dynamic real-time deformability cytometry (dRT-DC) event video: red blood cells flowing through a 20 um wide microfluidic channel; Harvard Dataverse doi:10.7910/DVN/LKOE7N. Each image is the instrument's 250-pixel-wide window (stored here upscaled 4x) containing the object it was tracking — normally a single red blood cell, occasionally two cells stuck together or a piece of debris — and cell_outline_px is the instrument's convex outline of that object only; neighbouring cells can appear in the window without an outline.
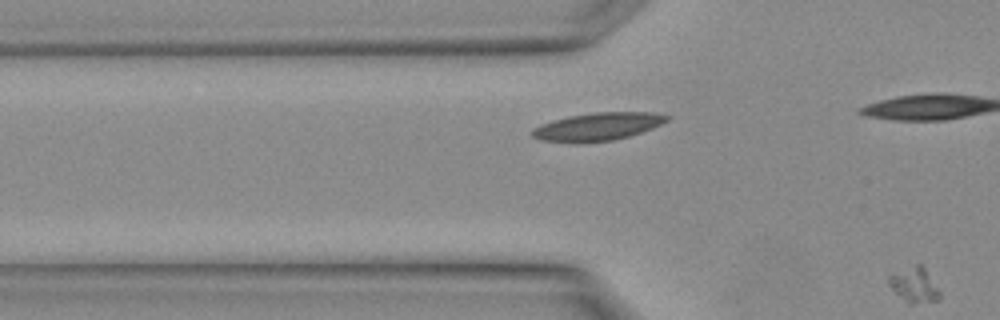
{"species": "Egyptian fruit bat (a non-hibernating species)", "species_latin": "Rousettus aegyptiacus", "temperature_condition": "warm", "stored_images_in_passage": 3, "segment_of_instrument_passage": [2, 2], "camera_frame_rate_fps": 3000, "um_per_image_px": 0.085, "animal": {"sex": "female"}, "frame": {"image": 1, "passage_image": 3, "time_ms": 0.667, "image_size_px": [1000, 320], "cell_outline_px": [[940, 300], [912, 304], [908, 304], [888, 284], [888, 276], [892, 272], [916, 264], [920, 264], [924, 268], [940, 292]], "centroid_in_image_um": [77.69, 24.22], "position_along_channel_um": 48.1, "area_um2": 10.29}}